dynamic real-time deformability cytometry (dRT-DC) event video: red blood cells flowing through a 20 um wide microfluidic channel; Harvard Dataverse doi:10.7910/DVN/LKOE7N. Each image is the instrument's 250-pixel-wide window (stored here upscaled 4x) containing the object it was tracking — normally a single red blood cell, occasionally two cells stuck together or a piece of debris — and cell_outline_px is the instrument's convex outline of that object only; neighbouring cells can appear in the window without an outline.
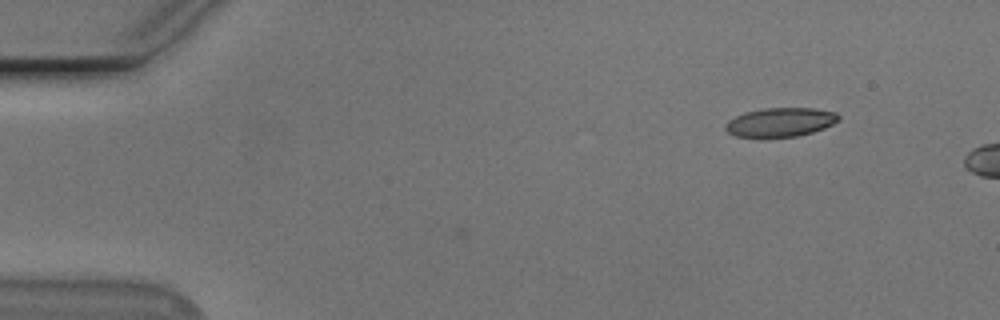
{"species": "Egyptian fruit bat (a non-hibernating species)", "species_latin": "Rousettus aegyptiacus", "temperature_condition": "cold", "stored_images_in_passage": 4, "camera_frame_rate_fps": 3000, "um_per_image_px": 0.085, "animal": {"sex": "male"}, "frame": {"image": 1, "passage_image": 1, "time_ms": 0.0, "image_size_px": [1000, 320], "cell_outline_px": [[840, 120], [824, 128], [812, 132], [796, 136], [736, 136], [728, 132], [724, 128], [728, 120], [744, 112], [764, 108], [812, 108], [836, 112], [840, 116]], "centroid_in_image_um": [66.35, 10.36], "position_along_channel_um": 18.6, "area_um2": 18.84}}